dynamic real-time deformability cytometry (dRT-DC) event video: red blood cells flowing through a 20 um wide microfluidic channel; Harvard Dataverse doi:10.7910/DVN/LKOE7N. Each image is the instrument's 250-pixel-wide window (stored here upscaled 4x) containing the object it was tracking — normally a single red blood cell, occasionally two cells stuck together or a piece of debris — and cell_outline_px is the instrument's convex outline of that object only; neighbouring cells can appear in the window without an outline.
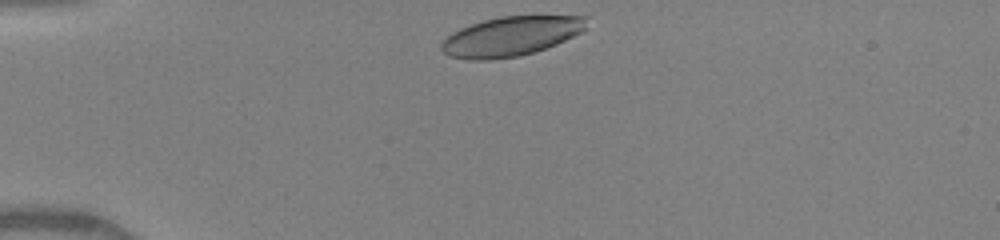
{"species": "human", "species_latin": "Homo sapiens", "temperature_condition": "warm", "stored_images_in_passage": 32, "camera_frame_rate_fps": 3000, "um_per_image_px": 0.085, "donor": {"sex": "female"}, "frame": {"image": 1, "passage_image": 1, "time_ms": 0.0, "image_size_px": [1000, 240], "cell_outline_px": [[588, 28], [556, 44], [532, 52], [516, 56], [488, 60], [468, 60], [448, 56], [440, 48], [440, 44], [452, 32], [460, 28], [484, 20], [500, 16], [588, 16]], "centroid_in_image_um": [43.42, 3.08], "position_along_channel_um": 41.6, "area_um2": 33.23}}
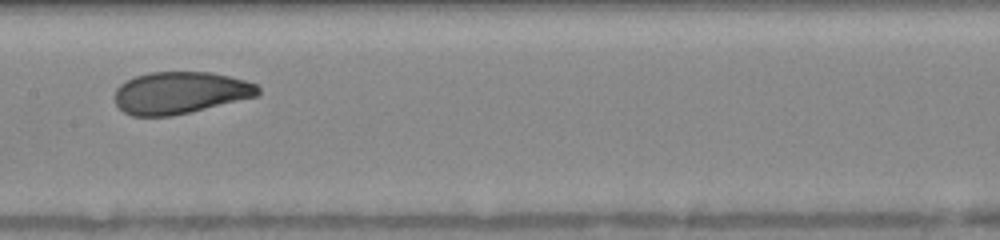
{"frame": {"image": 2, "passage_image": 15, "time_ms": 4.667, "image_size_px": [1000, 240], "cell_outline_px": [[260, 92], [256, 96], [172, 116], [132, 116], [124, 112], [116, 104], [116, 88], [120, 84], [136, 76], [152, 72], [212, 72], [244, 80], [256, 84], [260, 88]], "centroid_in_image_um": [15.3, 7.88], "position_along_channel_um": 192.1, "area_um2": 34.74}}
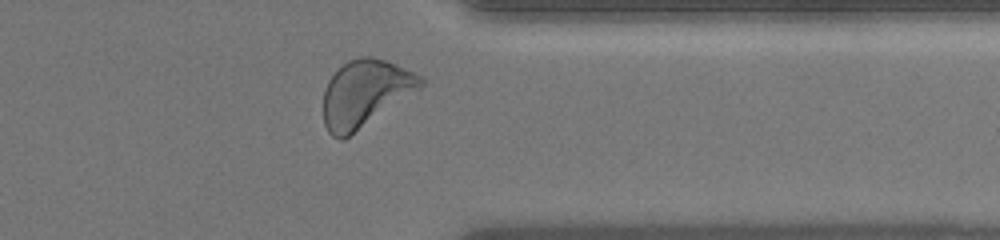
{"frame": {"image": 3, "passage_image": 29, "time_ms": 9.333, "image_size_px": [1000, 240], "cell_outline_px": [[424, 84], [420, 88], [344, 140], [340, 140], [332, 136], [328, 132], [324, 124], [324, 88], [328, 80], [348, 60], [360, 56], [372, 56], [396, 64], [420, 76], [424, 80]], "centroid_in_image_um": [31.0, 7.94], "position_along_channel_um": 380.4, "area_um2": 37.45}, "authors_computed_cell_mechanics": {"area_um2": 35.6048, "velocity_mm_per_s": 4.0903, "shape_relaxation_time_tau1_ms": 2.9184, "shape_relaxation_time_tau2_ms": 1.1886, "deformation_change_tau1": 0.1423, "deformation_change_tau2": 0.0703}}